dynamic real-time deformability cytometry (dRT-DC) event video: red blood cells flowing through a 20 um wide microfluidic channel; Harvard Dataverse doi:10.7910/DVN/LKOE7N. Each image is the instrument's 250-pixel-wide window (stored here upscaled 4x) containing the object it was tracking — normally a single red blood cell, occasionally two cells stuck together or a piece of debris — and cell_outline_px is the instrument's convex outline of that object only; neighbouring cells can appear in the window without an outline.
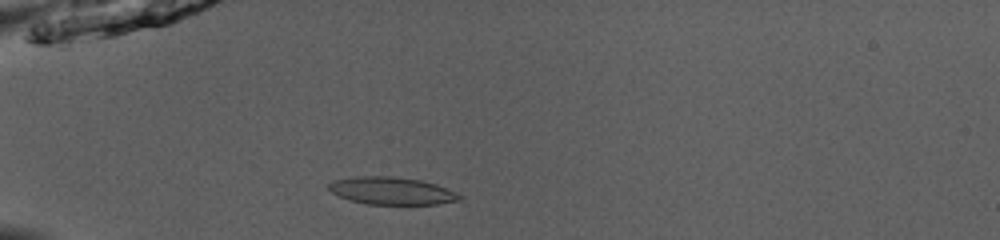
{"species": "common noctule bat (a hibernating species)", "species_latin": "Nyctalus noctula", "temperature_condition": "room temperature", "stored_images_in_passage": 51, "camera_frame_rate_fps": 3000, "um_per_image_px": 0.085, "animal": {"sex": "male", "body_mass_g": 13.0, "forearm_length_mm": 53.1}, "frame": {"image": 1, "passage_image": 16, "time_ms": 5.0, "image_size_px": [1000, 240], "cell_outline_px": [[464, 196], [460, 200], [436, 204], [364, 204], [340, 196], [332, 192], [328, 188], [328, 184], [336, 180], [356, 176], [388, 176], [420, 180], [436, 184], [456, 192]], "centroid_in_image_um": [33.32, 16.22], "position_along_channel_um": 51.7, "area_um2": 20.75}}
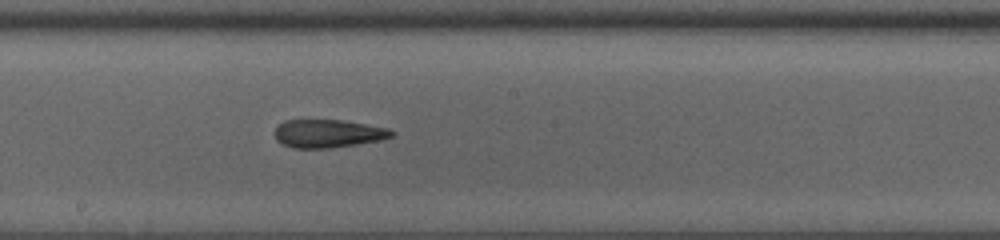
{"frame": {"image": 2, "passage_image": 30, "time_ms": 9.667, "image_size_px": [1000, 240], "cell_outline_px": [[396, 132], [392, 136], [380, 140], [356, 144], [328, 148], [292, 148], [276, 140], [276, 128], [284, 120], [344, 120], [388, 128]], "centroid_in_image_um": [27.9, 11.35], "position_along_channel_um": 220.3, "area_um2": 19.02}}
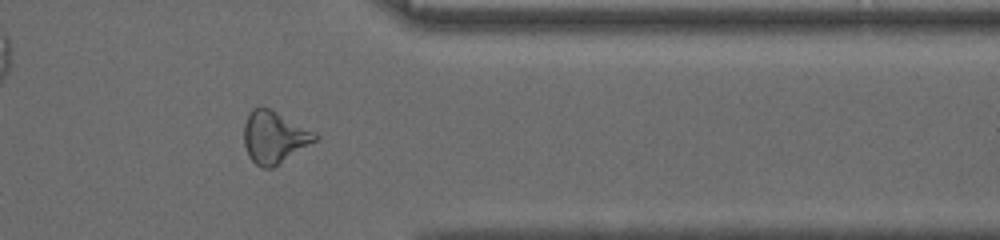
{"frame": {"image": 3, "passage_image": 43, "time_ms": 14.0, "image_size_px": [1000, 240], "cell_outline_px": [[320, 136], [316, 140], [272, 168], [264, 168], [256, 164], [248, 156], [244, 144], [244, 124], [248, 112], [252, 108], [268, 108], [316, 132]], "centroid_in_image_um": [23.29, 11.66], "position_along_channel_um": 388.1, "area_um2": 21.27}, "authors_computed_cell_mechanics": {"area_um2": 20.6924, "velocity_mm_per_s": 3.9872, "shape_relaxation_time_tau1_ms": null, "shape_relaxation_time_tau2_ms": 2.9092, "deformation_change_tau1": null, "deformation_change_tau2": 0.1283}}